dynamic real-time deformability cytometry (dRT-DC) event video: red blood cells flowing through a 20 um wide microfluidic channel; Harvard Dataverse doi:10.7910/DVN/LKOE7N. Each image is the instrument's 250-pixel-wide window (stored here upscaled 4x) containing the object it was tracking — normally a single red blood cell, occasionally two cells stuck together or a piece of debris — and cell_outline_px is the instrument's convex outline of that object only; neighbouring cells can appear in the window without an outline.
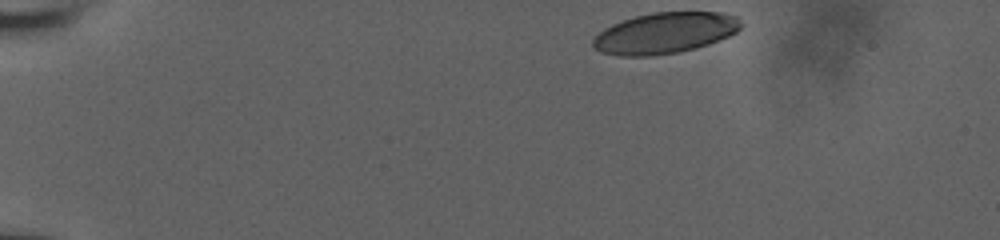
{"species": "human", "species_latin": "Homo sapiens", "temperature_condition": "room temperature", "stored_images_in_passage": 40, "camera_frame_rate_fps": 3000, "um_per_image_px": 0.085, "donor": {"sex": "male"}, "frame": {"image": 1, "passage_image": 1, "time_ms": 0.0, "image_size_px": [1000, 240], "cell_outline_px": [[744, 24], [736, 32], [728, 36], [708, 44], [696, 48], [680, 52], [652, 56], [620, 56], [600, 52], [592, 48], [592, 40], [604, 28], [612, 24], [636, 16], [652, 12], [724, 12], [736, 16]], "centroid_in_image_um": [56.52, 2.81], "position_along_channel_um": 28.5, "area_um2": 35.55}}
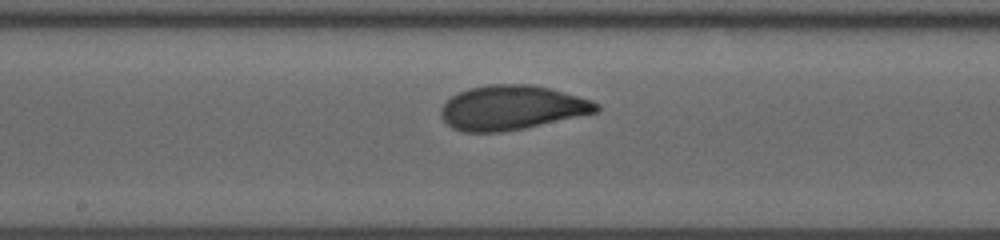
{"frame": {"image": 2, "passage_image": 23, "time_ms": 7.333, "image_size_px": [1000, 240], "cell_outline_px": [[600, 108], [596, 112], [524, 128], [500, 132], [464, 132], [452, 128], [440, 116], [440, 108], [452, 96], [468, 88], [488, 84], [528, 84], [552, 88], [592, 100], [600, 104]], "centroid_in_image_um": [43.49, 9.14], "position_along_channel_um": 204.7, "area_um2": 40.17}}
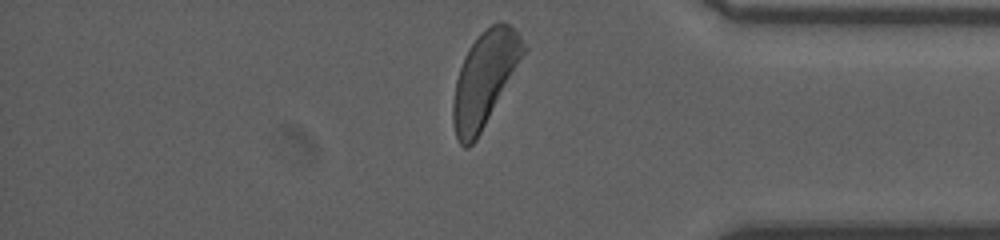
{"frame": {"image": 3, "passage_image": 39, "time_ms": 12.667, "image_size_px": [1000, 240], "cell_outline_px": [[528, 48], [476, 140], [468, 148], [464, 148], [460, 144], [456, 136], [452, 120], [452, 104], [456, 80], [464, 56], [468, 48], [476, 36], [480, 32], [492, 24], [500, 20], [508, 24], [520, 36]], "centroid_in_image_um": [41.18, 6.68], "position_along_channel_um": 394.0, "area_um2": 38.38}, "authors_computed_cell_mechanics": {"area_um2": 39.2173, "velocity_mm_per_s": 3.8283, "shape_relaxation_time_tau1_ms": 2.9972, "shape_relaxation_time_tau2_ms": 1.1177, "deformation_change_tau1": 0.1269, "deformation_change_tau2": 0.0707}}